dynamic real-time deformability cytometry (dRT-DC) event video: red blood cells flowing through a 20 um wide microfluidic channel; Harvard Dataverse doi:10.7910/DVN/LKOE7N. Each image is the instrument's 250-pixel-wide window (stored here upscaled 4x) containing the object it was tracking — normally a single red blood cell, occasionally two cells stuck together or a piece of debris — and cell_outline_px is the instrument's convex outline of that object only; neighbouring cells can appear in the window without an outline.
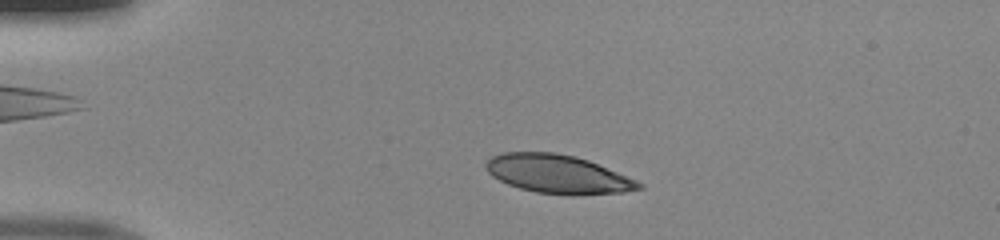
{"species": "human", "species_latin": "Homo sapiens", "temperature_condition": "room temperature", "stored_images_in_passage": 45, "camera_frame_rate_fps": 3000, "um_per_image_px": 0.085, "donor": {"sex": "male"}, "frame": {"image": 1, "passage_image": 7, "time_ms": 2.0, "image_size_px": [1000, 240], "cell_outline_px": [[644, 188], [624, 192], [572, 196], [568, 196], [536, 192], [520, 188], [508, 184], [492, 176], [488, 172], [484, 164], [492, 156], [504, 152], [556, 152], [576, 156], [588, 160], [636, 180], [644, 184]], "centroid_in_image_um": [47.42, 14.81], "position_along_channel_um": 37.6, "area_um2": 34.51}}
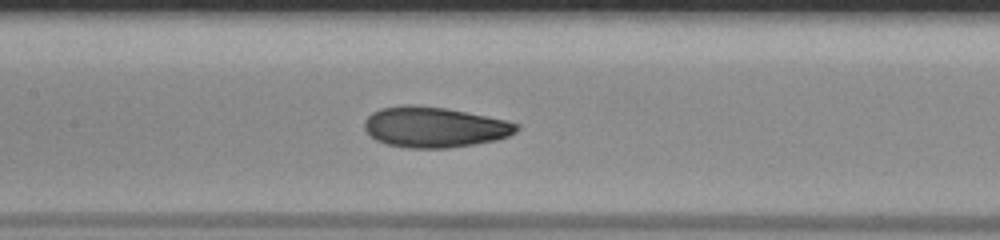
{"frame": {"image": 2, "passage_image": 20, "time_ms": 6.333, "image_size_px": [1000, 240], "cell_outline_px": [[520, 128], [516, 132], [508, 136], [496, 140], [448, 148], [408, 148], [388, 144], [376, 140], [368, 136], [364, 128], [364, 120], [372, 112], [380, 108], [404, 104], [412, 104], [448, 108], [504, 120], [520, 124]], "centroid_in_image_um": [36.89, 10.8], "position_along_channel_um": 170.5, "area_um2": 36.13}}
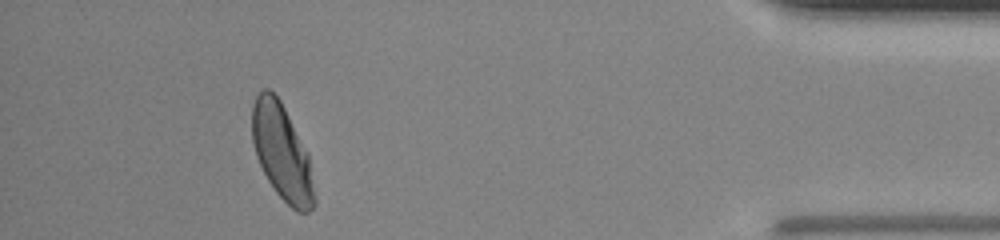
{"frame": {"image": 3, "passage_image": 41, "time_ms": 13.333, "image_size_px": [1000, 240], "cell_outline_px": [[316, 204], [308, 212], [296, 212], [276, 192], [268, 180], [256, 156], [252, 140], [252, 104], [256, 96], [264, 88], [268, 88], [280, 100], [308, 152], [316, 200]], "centroid_in_image_um": [23.97, 12.96], "position_along_channel_um": 411.2, "area_um2": 34.62}}